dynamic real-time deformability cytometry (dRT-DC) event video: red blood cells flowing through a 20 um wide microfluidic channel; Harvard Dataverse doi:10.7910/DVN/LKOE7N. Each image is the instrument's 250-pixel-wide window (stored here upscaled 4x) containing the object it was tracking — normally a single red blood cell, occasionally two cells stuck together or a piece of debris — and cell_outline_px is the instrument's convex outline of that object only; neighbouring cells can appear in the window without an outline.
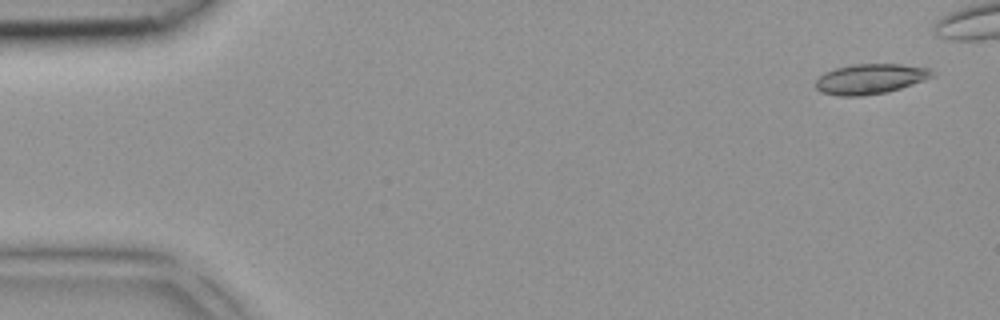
{"species": "common noctule bat (a hibernating species)", "species_latin": "Nyctalus noctula", "temperature_condition": "room temperature", "stored_images_in_passage": 5, "camera_frame_rate_fps": 3000, "um_per_image_px": 0.085, "animal": {"sex": "female", "body_mass_g": 18.4}, "frame": {"image": 1, "passage_image": 1, "time_ms": 0.0, "image_size_px": [1000, 320], "cell_outline_px": [[936, 76], [888, 92], [864, 96], [840, 96], [820, 92], [816, 88], [816, 80], [824, 72], [836, 68], [856, 64], [900, 64], [932, 68], [936, 72]], "centroid_in_image_um": [74.02, 6.71], "position_along_channel_um": 11.0, "area_um2": 20.63}}